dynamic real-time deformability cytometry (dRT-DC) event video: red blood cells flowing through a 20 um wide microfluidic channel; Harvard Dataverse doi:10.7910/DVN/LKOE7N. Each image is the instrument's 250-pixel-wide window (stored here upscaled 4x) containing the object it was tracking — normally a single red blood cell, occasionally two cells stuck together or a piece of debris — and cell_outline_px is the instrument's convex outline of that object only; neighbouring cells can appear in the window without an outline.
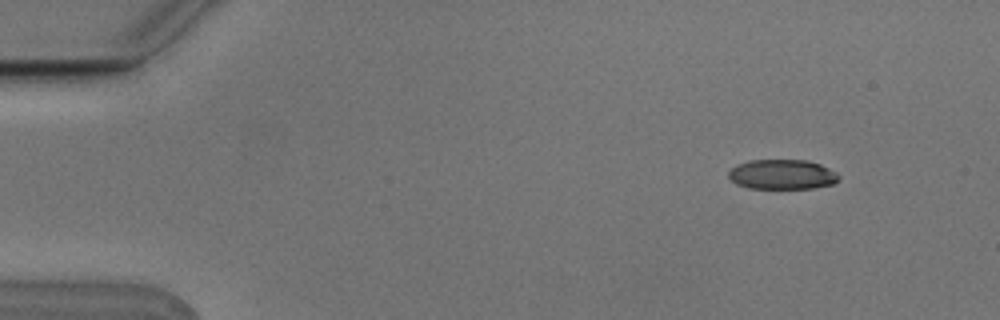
{"species": "Egyptian fruit bat (a non-hibernating species)", "species_latin": "Rousettus aegyptiacus", "temperature_condition": "cold", "stored_images_in_passage": 5, "camera_frame_rate_fps": 3000, "um_per_image_px": 0.085, "animal": {"sex": "male"}, "frame": {"image": 1, "passage_image": 1, "time_ms": 0.0, "image_size_px": [1000, 320], "cell_outline_px": [[840, 180], [832, 184], [812, 188], [748, 188], [736, 184], [728, 176], [728, 172], [736, 164], [748, 160], [808, 160], [820, 164], [836, 172], [840, 176]], "centroid_in_image_um": [66.48, 14.82], "position_along_channel_um": 18.5, "area_um2": 19.25}}